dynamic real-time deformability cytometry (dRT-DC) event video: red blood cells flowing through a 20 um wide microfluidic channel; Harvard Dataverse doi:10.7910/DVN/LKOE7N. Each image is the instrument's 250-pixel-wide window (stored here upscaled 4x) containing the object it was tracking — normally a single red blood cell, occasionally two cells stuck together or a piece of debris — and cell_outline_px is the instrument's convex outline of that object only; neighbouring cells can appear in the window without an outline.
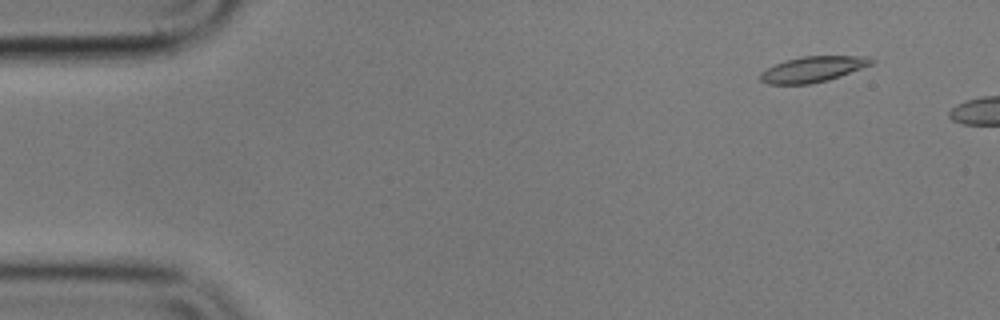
{"species": "common noctule bat (a hibernating species)", "species_latin": "Nyctalus noctula", "temperature_condition": "cold", "stored_images_in_passage": 8, "camera_frame_rate_fps": 3000, "um_per_image_px": 0.085, "animal": {"sex": "male", "body_mass_g": 17.9}, "frame": {"image": 1, "passage_image": 5, "time_ms": 1.333, "image_size_px": [1000, 320], "cell_outline_px": [[876, 60], [872, 64], [840, 76], [828, 80], [808, 84], [768, 84], [760, 80], [760, 72], [776, 64], [788, 60], [804, 56], [868, 56]], "centroid_in_image_um": [69.11, 5.88], "position_along_channel_um": 15.9, "area_um2": 16.42}}